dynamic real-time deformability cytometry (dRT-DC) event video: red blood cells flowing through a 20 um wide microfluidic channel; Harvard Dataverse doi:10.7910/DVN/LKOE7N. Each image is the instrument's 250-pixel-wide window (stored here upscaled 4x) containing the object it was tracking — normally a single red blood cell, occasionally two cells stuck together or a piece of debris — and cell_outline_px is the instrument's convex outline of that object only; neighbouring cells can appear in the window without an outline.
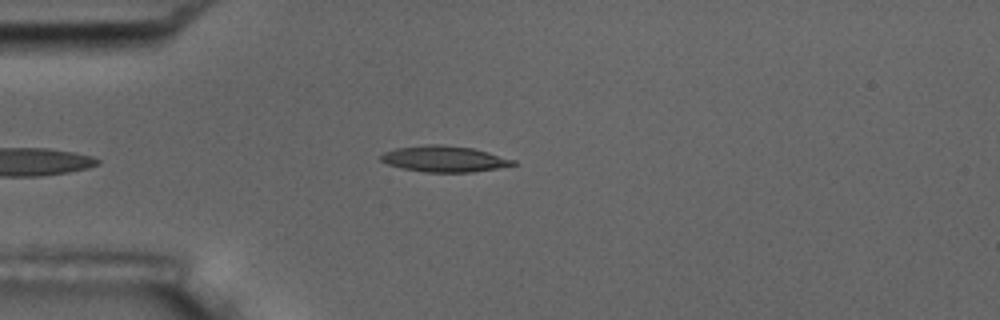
{"species": "common noctule bat (a hibernating species)", "species_latin": "Nyctalus noctula", "temperature_condition": "room temperature", "stored_images_in_passage": 5, "camera_frame_rate_fps": 3000, "um_per_image_px": 0.085, "animal": {"sex": "male", "body_mass_g": 17.5, "forearm_length_mm": 52.3}, "frame": {"image": 1, "passage_image": 5, "time_ms": 4.667, "image_size_px": [1000, 320], "cell_outline_px": [[516, 164], [496, 168], [472, 172], [424, 172], [404, 168], [388, 164], [380, 160], [380, 156], [384, 152], [396, 148], [424, 144], [444, 144], [472, 148], [488, 152], [516, 160]], "centroid_in_image_um": [37.75, 13.49], "position_along_channel_um": 47.2, "area_um2": 20.0}}